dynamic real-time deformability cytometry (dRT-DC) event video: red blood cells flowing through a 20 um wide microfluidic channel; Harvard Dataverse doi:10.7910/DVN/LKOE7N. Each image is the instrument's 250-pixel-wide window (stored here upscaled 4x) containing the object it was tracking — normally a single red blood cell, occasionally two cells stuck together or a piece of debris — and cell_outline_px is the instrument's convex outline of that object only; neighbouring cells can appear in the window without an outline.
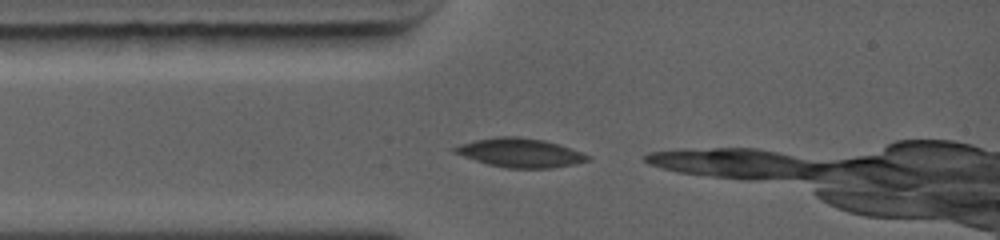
{"species": "common noctule bat (a hibernating species)", "species_latin": "Nyctalus noctula", "temperature_condition": "warm", "stored_images_in_passage": 7, "camera_frame_rate_fps": 5000, "um_per_image_px": 0.085, "animal": {"sex": "female", "body_mass_g": 19.0, "forearm_length_mm": 56.7}, "frame": {"image": 1, "passage_image": 1, "time_ms": 0.0, "image_size_px": [1000, 240], "cell_outline_px": [[584, 156], [580, 160], [568, 164], [548, 168], [508, 168], [488, 164], [468, 156], [460, 152], [456, 148], [468, 144], [484, 140], [536, 140], [552, 144], [564, 148]], "centroid_in_image_um": [44.19, 13.07], "position_along_channel_um": 40.8, "area_um2": 18.79}}
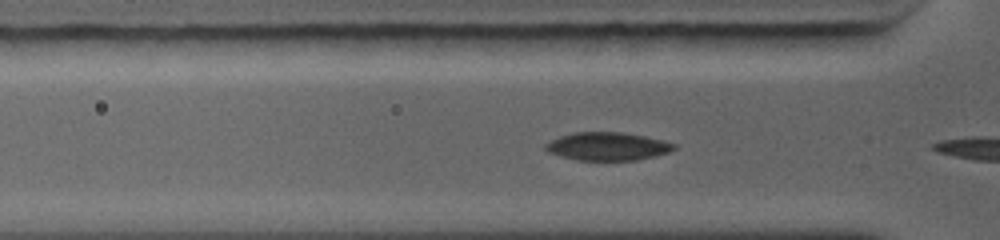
{"frame": {"image": 2, "passage_image": 4, "time_ms": 0.8, "image_size_px": [1000, 240], "cell_outline_px": [[672, 148], [664, 152], [632, 160], [580, 160], [556, 152], [548, 148], [548, 144], [556, 140], [580, 132], [604, 132], [636, 136], [668, 144]], "centroid_in_image_um": [51.59, 12.46], "position_along_channel_um": 74.2, "area_um2": 18.32}}